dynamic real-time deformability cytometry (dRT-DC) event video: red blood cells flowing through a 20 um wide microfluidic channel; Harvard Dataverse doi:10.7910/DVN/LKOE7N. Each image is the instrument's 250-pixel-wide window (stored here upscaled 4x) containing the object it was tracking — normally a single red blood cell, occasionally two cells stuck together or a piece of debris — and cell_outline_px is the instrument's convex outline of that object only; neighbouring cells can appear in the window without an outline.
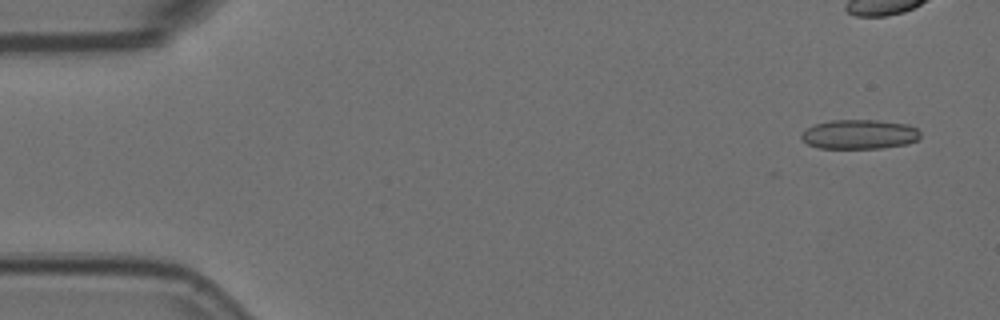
{"species": "Egyptian fruit bat (a non-hibernating species)", "species_latin": "Rousettus aegyptiacus", "temperature_condition": "room temperature", "stored_images_in_passage": 13, "camera_frame_rate_fps": 3000, "um_per_image_px": 0.085, "animal": {"sex": "female"}, "frame": {"image": 1, "passage_image": 1, "time_ms": 0.0, "image_size_px": [1000, 320], "cell_outline_px": [[920, 140], [908, 144], [884, 148], [820, 148], [808, 144], [800, 136], [808, 128], [816, 124], [832, 120], [876, 120], [908, 124], [916, 128], [920, 132]], "centroid_in_image_um": [73.12, 11.42], "position_along_channel_um": 11.9, "area_um2": 20.4}}
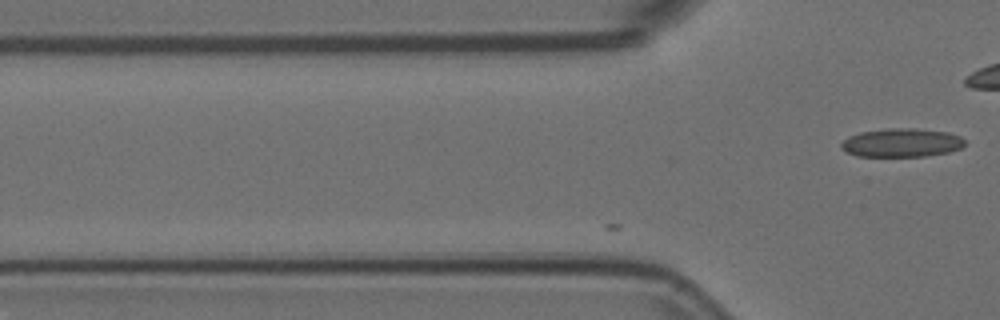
{"frame": {"image": 2, "passage_image": 13, "time_ms": 4.0, "image_size_px": [1000, 320], "cell_outline_px": [[964, 144], [960, 148], [948, 152], [924, 156], [856, 156], [840, 148], [840, 144], [848, 136], [860, 132], [892, 128], [916, 128], [948, 132], [960, 136], [964, 140]], "centroid_in_image_um": [76.62, 12.12], "position_along_channel_um": 49.2, "area_um2": 20.52}}